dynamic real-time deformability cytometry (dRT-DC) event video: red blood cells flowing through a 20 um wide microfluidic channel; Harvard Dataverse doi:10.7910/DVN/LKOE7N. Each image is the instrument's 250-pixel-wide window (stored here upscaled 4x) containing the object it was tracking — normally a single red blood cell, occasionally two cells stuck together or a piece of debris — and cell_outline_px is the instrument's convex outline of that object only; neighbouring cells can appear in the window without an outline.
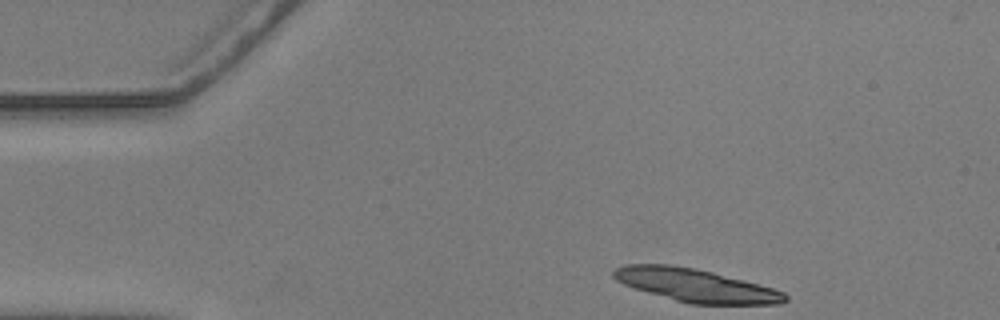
{"species": "common noctule bat (a hibernating species)", "species_latin": "Nyctalus noctula", "temperature_condition": "warm", "stored_images_in_passage": 49, "camera_frame_rate_fps": 3000, "um_per_image_px": 0.085, "animal": {"sex": "male", "body_mass_g": 20.5, "forearm_length_mm": 52.5}, "frame": {"image": 1, "passage_image": 1, "time_ms": 0.0, "image_size_px": [1000, 320], "cell_outline_px": [[788, 300], [780, 304], [688, 304], [648, 292], [624, 284], [616, 280], [612, 276], [612, 272], [616, 268], [628, 264], [668, 264], [696, 268], [712, 272], [772, 288], [784, 292], [788, 296]], "centroid_in_image_um": [59.13, 24.26], "position_along_channel_um": 25.9, "area_um2": 32.71}}
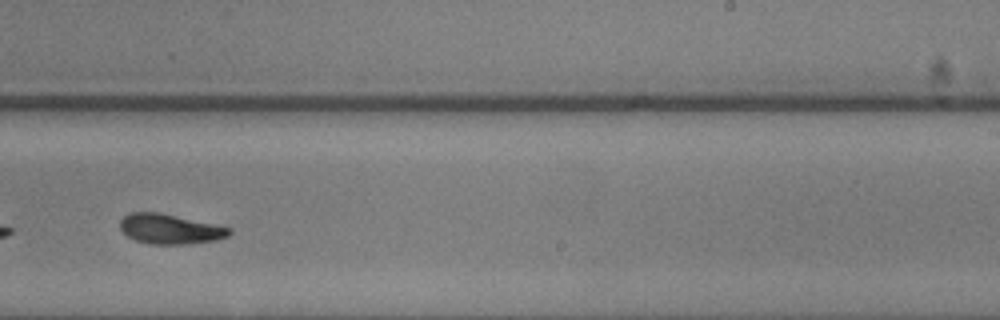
{"frame": {"image": 2, "passage_image": 28, "time_ms": 9.0, "image_size_px": [1000, 320], "cell_outline_px": [[232, 232], [228, 236], [216, 240], [184, 244], [152, 244], [136, 240], [128, 236], [120, 228], [120, 220], [128, 212], [156, 212], [232, 228]], "centroid_in_image_um": [14.43, 19.46], "position_along_channel_um": 274.6, "area_um2": 18.73}}
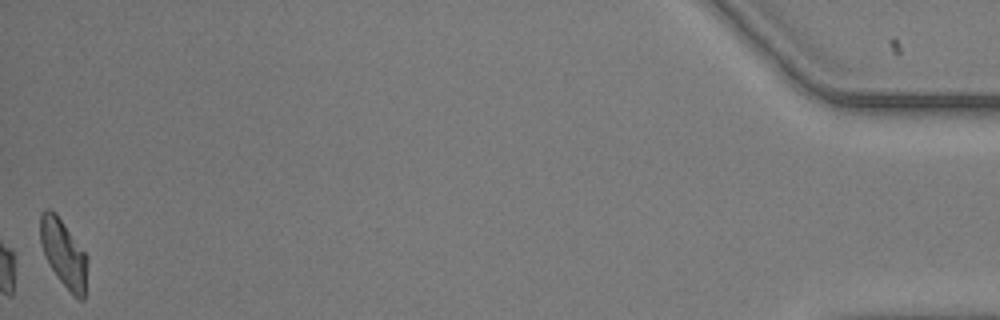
{"frame": {"image": 3, "passage_image": 49, "time_ms": 16.0, "image_size_px": [1000, 320], "cell_outline_px": [[88, 256], [84, 300], [80, 300], [56, 276], [48, 264], [44, 256], [40, 244], [40, 216], [44, 208], [48, 208], [56, 212]], "centroid_in_image_um": [5.39, 21.49], "position_along_channel_um": 429.8, "area_um2": 18.61}, "authors_computed_cell_mechanics": {"area_um2": 19.5364, "velocity_mm_per_s": 3.5863, "shape_relaxation_time_tau1_ms": 2.6312, "shape_relaxation_time_tau2_ms": 1.841, "deformation_change_tau1": 0.1259, "deformation_change_tau2": 0.0669}}